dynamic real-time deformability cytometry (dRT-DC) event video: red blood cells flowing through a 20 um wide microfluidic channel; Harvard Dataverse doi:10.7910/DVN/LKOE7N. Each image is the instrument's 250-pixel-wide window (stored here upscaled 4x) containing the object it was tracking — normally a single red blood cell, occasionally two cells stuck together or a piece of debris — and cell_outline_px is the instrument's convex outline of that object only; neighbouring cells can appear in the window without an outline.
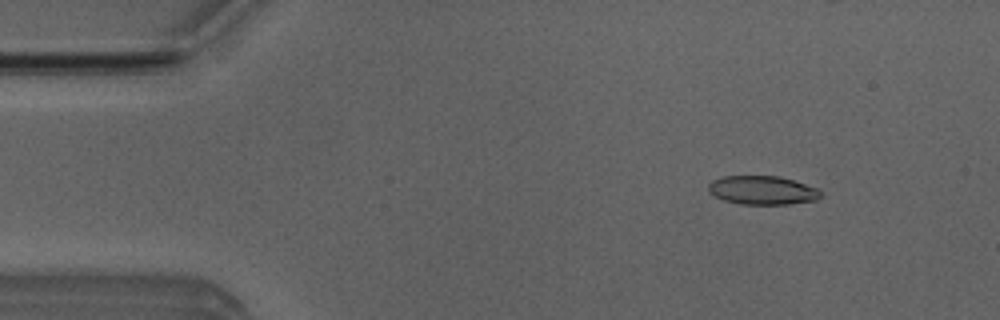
{"species": "Egyptian fruit bat (a non-hibernating species)", "species_latin": "Rousettus aegyptiacus", "temperature_condition": "room temperature", "stored_images_in_passage": 13, "camera_frame_rate_fps": 3000, "um_per_image_px": 0.085, "animal": {"sex": "male"}, "frame": {"image": 1, "passage_image": 4, "time_ms": 1.0, "image_size_px": [1000, 320], "cell_outline_px": [[820, 196], [816, 200], [788, 204], [740, 204], [724, 200], [708, 192], [708, 184], [712, 180], [724, 176], [780, 176], [816, 188], [820, 192]], "centroid_in_image_um": [64.76, 16.17], "position_along_channel_um": 20.2, "area_um2": 18.61}}